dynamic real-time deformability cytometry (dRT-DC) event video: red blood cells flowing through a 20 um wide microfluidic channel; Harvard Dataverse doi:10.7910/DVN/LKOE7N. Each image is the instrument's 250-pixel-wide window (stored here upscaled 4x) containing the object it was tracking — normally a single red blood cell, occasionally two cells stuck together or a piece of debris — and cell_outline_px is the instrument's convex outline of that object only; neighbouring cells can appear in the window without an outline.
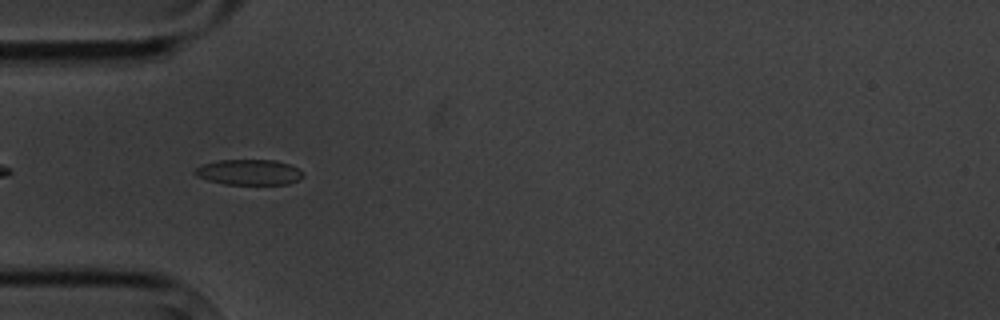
{"species": "common noctule bat (a hibernating species)", "species_latin": "Nyctalus noctula", "temperature_condition": "cold", "stored_images_in_passage": 7, "camera_frame_rate_fps": 3000, "um_per_image_px": 0.085, "animal": {"sex": "male", "body_mass_g": 20.1, "forearm_length_mm": 53.5}, "frame": {"image": 1, "passage_image": 5, "time_ms": 4.667, "image_size_px": [1000, 320], "cell_outline_px": [[304, 176], [288, 184], [224, 184], [208, 180], [196, 176], [192, 172], [196, 168], [204, 164], [220, 160], [276, 160], [288, 164], [304, 172]], "centroid_in_image_um": [21.15, 14.64], "position_along_channel_um": 63.8, "area_um2": 15.95}}
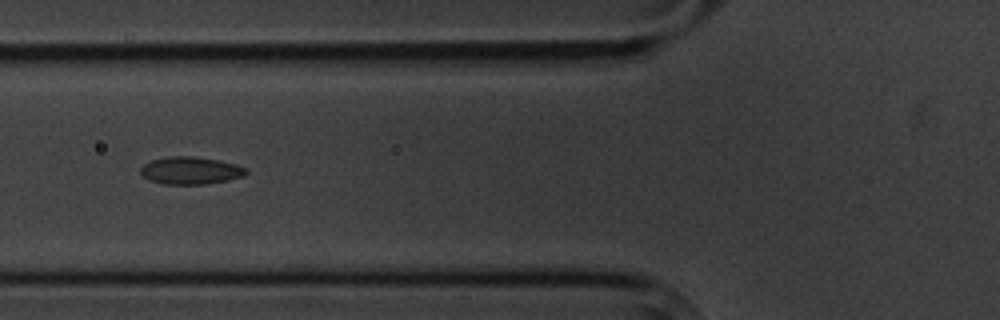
{"frame": {"image": 2, "passage_image": 6, "time_ms": 6.0, "image_size_px": [1000, 320], "cell_outline_px": [[248, 172], [244, 176], [228, 180], [204, 184], [164, 184], [148, 180], [140, 172], [140, 168], [144, 164], [152, 160], [168, 156], [192, 156], [216, 160], [236, 164], [248, 168]], "centroid_in_image_um": [16.2, 14.5], "position_along_channel_um": 109.6, "area_um2": 16.88}}
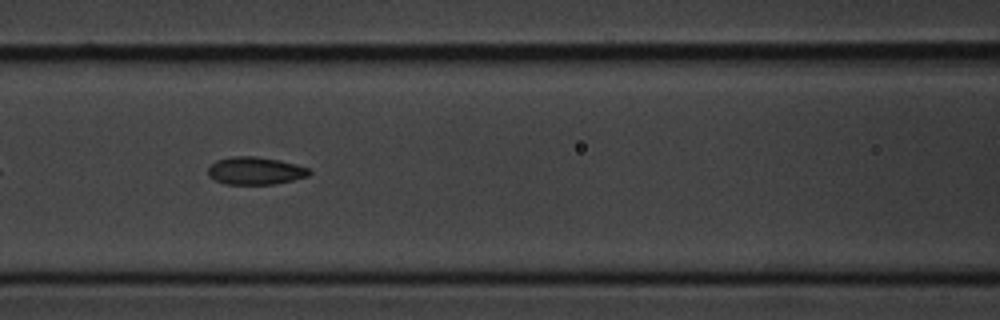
{"frame": {"image": 3, "passage_image": 7, "time_ms": 7.0, "image_size_px": [1000, 320], "cell_outline_px": [[312, 172], [308, 176], [292, 180], [272, 184], [224, 184], [208, 176], [208, 168], [216, 160], [236, 156], [256, 156], [280, 160], [296, 164], [308, 168]], "centroid_in_image_um": [21.7, 14.51], "position_along_channel_um": 144.9, "area_um2": 16.24}}